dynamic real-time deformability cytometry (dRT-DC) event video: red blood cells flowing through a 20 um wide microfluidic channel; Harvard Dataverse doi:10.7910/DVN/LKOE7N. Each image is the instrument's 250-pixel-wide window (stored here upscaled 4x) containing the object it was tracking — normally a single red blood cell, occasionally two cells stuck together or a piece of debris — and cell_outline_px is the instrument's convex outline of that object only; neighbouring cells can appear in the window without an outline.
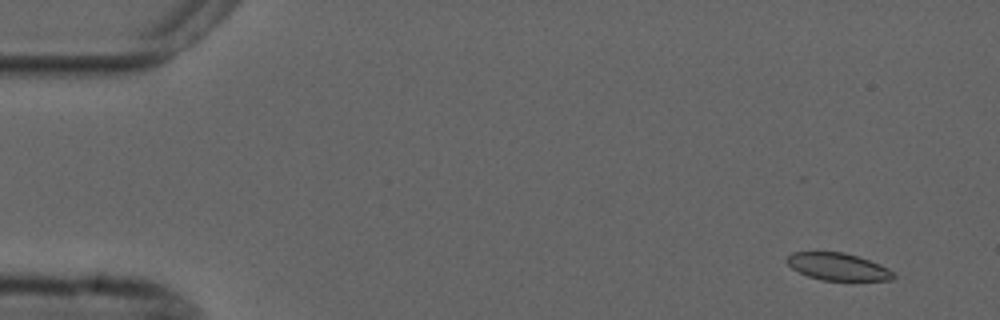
{"species": "common noctule bat (a hibernating species)", "species_latin": "Nyctalus noctula", "temperature_condition": "cold", "stored_images_in_passage": 7, "camera_frame_rate_fps": 3000, "um_per_image_px": 0.085, "animal": {"sex": "male", "forearm_length_mm": 52.5}, "frame": {"image": 1, "passage_image": 1, "time_ms": 0.0, "image_size_px": [1000, 320], "cell_outline_px": [[896, 276], [892, 280], [820, 280], [808, 276], [792, 268], [784, 260], [792, 252], [844, 252], [880, 264], [888, 268]], "centroid_in_image_um": [71.2, 22.67], "position_along_channel_um": 13.8, "area_um2": 16.82}}
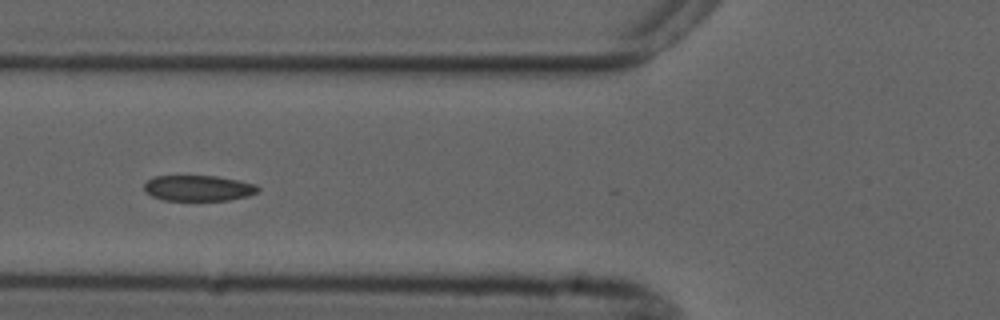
{"frame": {"image": 2, "passage_image": 6, "time_ms": 5.667, "image_size_px": [1000, 320], "cell_outline_px": [[260, 192], [248, 196], [228, 200], [164, 200], [152, 196], [144, 188], [144, 184], [148, 180], [156, 176], [216, 176], [256, 184], [260, 188]], "centroid_in_image_um": [16.9, 15.99], "position_along_channel_um": 108.9, "area_um2": 16.94}}
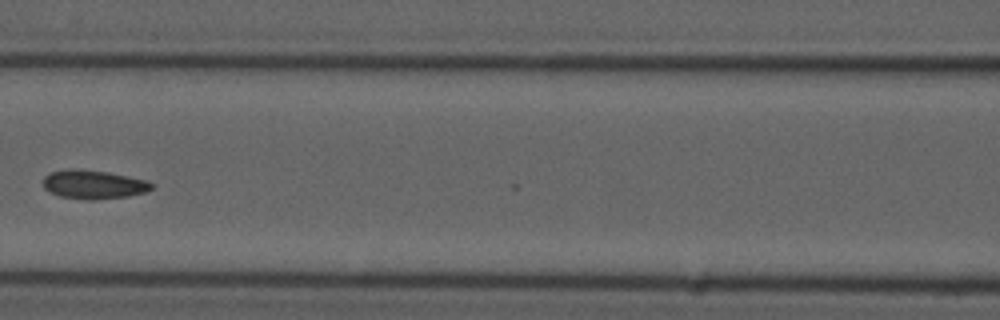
{"frame": {"image": 3, "passage_image": 7, "time_ms": 7.0, "image_size_px": [1000, 320], "cell_outline_px": [[152, 188], [144, 192], [128, 196], [96, 200], [88, 200], [60, 196], [44, 188], [44, 176], [48, 172], [72, 168], [76, 168], [108, 172], [148, 180], [152, 184]], "centroid_in_image_um": [7.94, 15.67], "position_along_channel_um": 158.7, "area_um2": 18.21}}